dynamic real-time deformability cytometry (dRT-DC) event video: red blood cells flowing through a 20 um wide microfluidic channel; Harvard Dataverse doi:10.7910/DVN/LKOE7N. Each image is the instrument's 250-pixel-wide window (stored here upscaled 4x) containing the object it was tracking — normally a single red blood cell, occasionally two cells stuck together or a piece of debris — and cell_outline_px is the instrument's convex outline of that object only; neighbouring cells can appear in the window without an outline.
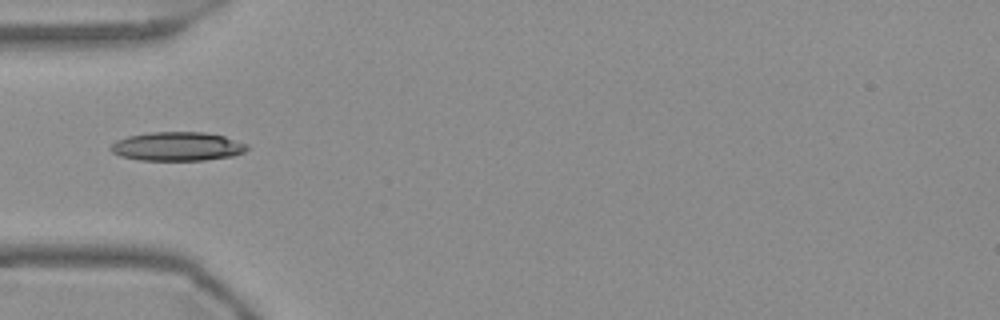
{"species": "Egyptian fruit bat (a non-hibernating species)", "species_latin": "Rousettus aegyptiacus", "temperature_condition": "warm", "stored_images_in_passage": 34, "camera_frame_rate_fps": 3000, "um_per_image_px": 0.085, "frame": {"image": 1, "passage_image": 1, "time_ms": 0.0, "image_size_px": [1000, 320], "cell_outline_px": [[248, 148], [244, 152], [232, 156], [204, 160], [140, 160], [120, 156], [112, 152], [108, 148], [116, 140], [128, 136], [148, 132], [204, 132], [224, 136], [248, 144]], "centroid_in_image_um": [15.06, 12.44], "position_along_channel_um": 69.9, "area_um2": 23.0}}
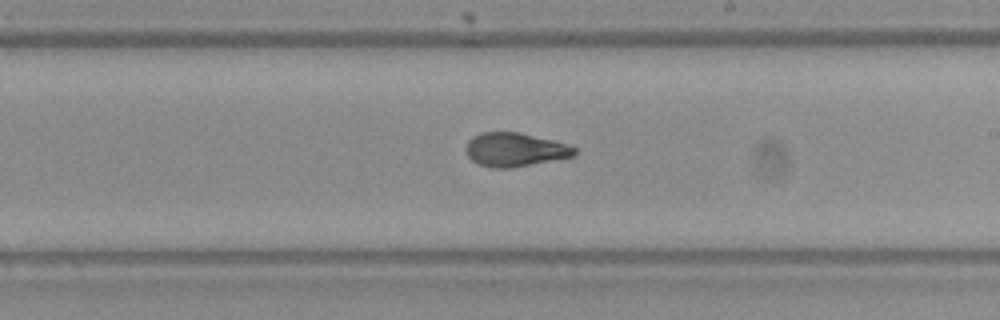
{"frame": {"image": 2, "passage_image": 15, "time_ms": 4.667, "image_size_px": [1000, 320], "cell_outline_px": [[576, 156], [512, 168], [492, 168], [476, 164], [468, 156], [468, 140], [472, 136], [480, 132], [520, 132], [556, 140], [568, 144], [576, 148]], "centroid_in_image_um": [43.81, 12.72], "position_along_channel_um": 245.2, "area_um2": 21.62}}
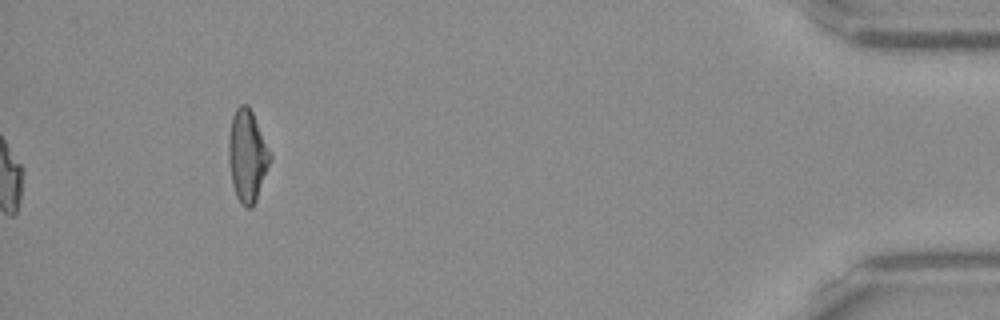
{"frame": {"image": 3, "passage_image": 34, "time_ms": 11.0, "image_size_px": [1000, 320], "cell_outline_px": [[272, 156], [268, 168], [256, 200], [252, 208], [244, 208], [240, 204], [236, 196], [232, 184], [228, 160], [228, 136], [232, 116], [236, 108], [240, 104], [248, 104], [252, 112]], "centroid_in_image_um": [20.99, 13.26], "position_along_channel_um": 414.2, "area_um2": 22.31}, "authors_computed_cell_mechanics": {"area_um2": 21.4438, "velocity_mm_per_s": 3.7321, "shape_relaxation_time_tau1_ms": 5.9258, "shape_relaxation_time_tau2_ms": 1.5753, "deformation_change_tau1": 0.1852, "deformation_change_tau2": 0.0608}}